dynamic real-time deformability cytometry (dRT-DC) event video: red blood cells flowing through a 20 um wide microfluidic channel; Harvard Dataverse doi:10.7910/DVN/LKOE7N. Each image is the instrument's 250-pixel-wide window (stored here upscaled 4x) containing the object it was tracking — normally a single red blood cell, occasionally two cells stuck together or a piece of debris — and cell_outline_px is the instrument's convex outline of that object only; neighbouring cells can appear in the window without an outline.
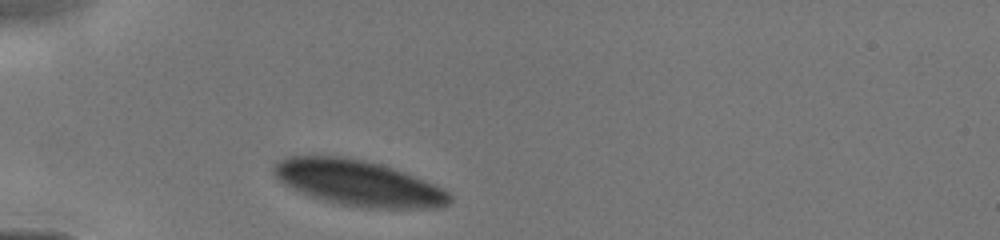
{"species": "human", "species_latin": "Homo sapiens", "temperature_condition": "cold", "stored_images_in_passage": 5, "camera_frame_rate_fps": 3000, "um_per_image_px": 0.085, "donor": {"sex": "male"}, "frame": {"image": 1, "passage_image": 1, "time_ms": 0.0, "image_size_px": [1000, 240], "cell_outline_px": [[452, 200], [448, 204], [440, 208], [360, 208], [320, 200], [308, 196], [284, 184], [272, 172], [272, 168], [280, 160], [288, 156], [340, 156], [380, 164], [404, 172], [444, 188], [452, 196]], "centroid_in_image_um": [30.47, 15.58], "position_along_channel_um": 54.5, "area_um2": 46.76}}
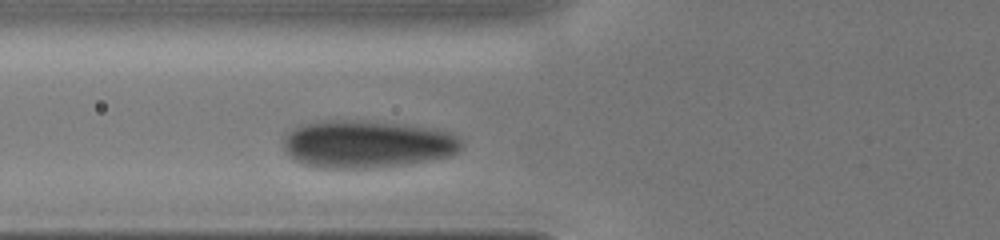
{"frame": {"image": 2, "passage_image": 5, "time_ms": 1.333, "image_size_px": [1000, 240], "cell_outline_px": [[464, 144], [456, 152], [448, 156], [432, 160], [404, 164], [368, 168], [316, 168], [304, 164], [296, 160], [284, 148], [284, 136], [288, 132], [304, 124], [324, 120], [344, 120], [392, 124], [424, 128], [444, 132], [456, 136]], "centroid_in_image_um": [31.14, 12.28], "position_along_channel_um": 94.7, "area_um2": 48.32}}